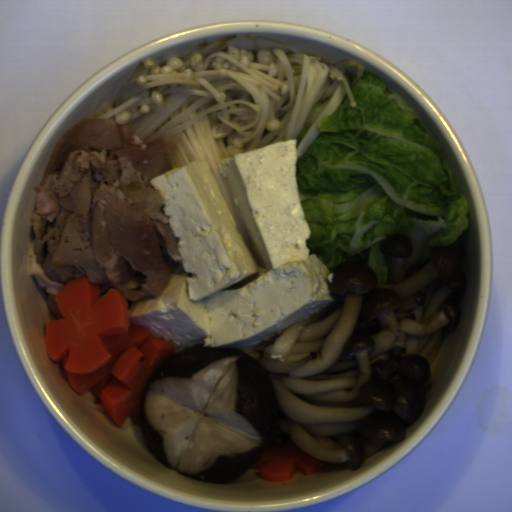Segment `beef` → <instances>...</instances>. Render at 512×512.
<instances>
[{
	"mask_svg": "<svg viewBox=\"0 0 512 512\" xmlns=\"http://www.w3.org/2000/svg\"><path fill=\"white\" fill-rule=\"evenodd\" d=\"M181 133L145 144L113 118L78 121L55 144L36 191L34 239L26 268L58 320L55 299L69 281L87 276L98 299L116 288L127 302L158 297L182 257L162 213L166 200L150 181L175 159Z\"/></svg>",
	"mask_w": 512,
	"mask_h": 512,
	"instance_id": "1",
	"label": "beef"
}]
</instances>
